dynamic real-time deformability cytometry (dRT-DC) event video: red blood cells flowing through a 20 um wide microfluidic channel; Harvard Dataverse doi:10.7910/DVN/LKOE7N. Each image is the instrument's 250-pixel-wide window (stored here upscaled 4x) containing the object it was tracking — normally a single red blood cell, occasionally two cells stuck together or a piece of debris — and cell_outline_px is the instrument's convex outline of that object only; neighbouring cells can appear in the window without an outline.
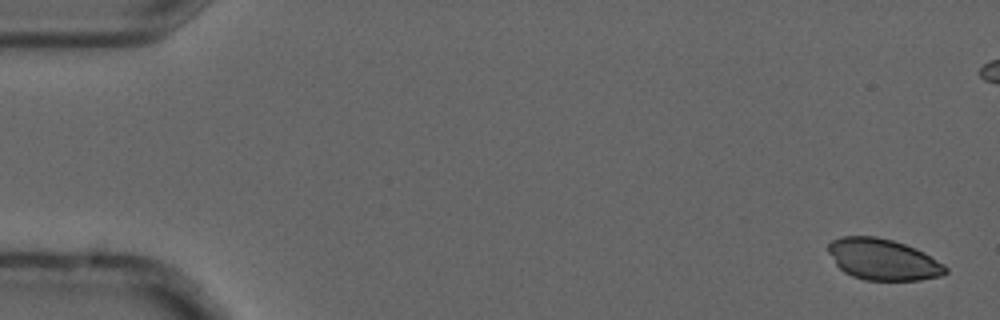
{"species": "common noctule bat (a hibernating species)", "species_latin": "Nyctalus noctula", "temperature_condition": "cold", "stored_images_in_passage": 7, "camera_frame_rate_fps": 3000, "um_per_image_px": 0.085, "animal": {"sex": "male", "forearm_length_mm": 52.5}, "frame": {"image": 1, "passage_image": 1, "time_ms": 0.0, "image_size_px": [1000, 320], "cell_outline_px": [[948, 272], [940, 276], [920, 280], [864, 280], [852, 276], [844, 272], [836, 264], [828, 252], [828, 244], [832, 240], [844, 236], [876, 236], [892, 240], [916, 248], [924, 252], [944, 264], [948, 268]], "centroid_in_image_um": [75.06, 22.05], "position_along_channel_um": 9.9, "area_um2": 28.21}}